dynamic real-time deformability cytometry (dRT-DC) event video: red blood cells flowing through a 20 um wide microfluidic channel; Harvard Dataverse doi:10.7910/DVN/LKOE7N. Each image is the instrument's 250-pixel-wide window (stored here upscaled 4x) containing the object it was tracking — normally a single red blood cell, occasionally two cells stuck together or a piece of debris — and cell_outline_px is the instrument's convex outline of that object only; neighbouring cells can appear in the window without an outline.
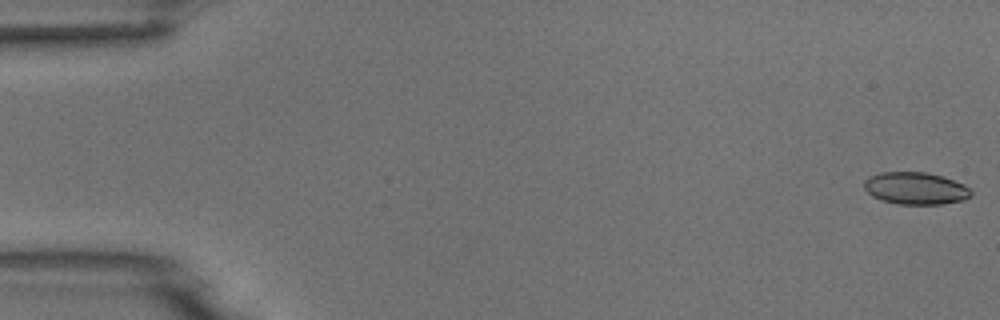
{"species": "common noctule bat (a hibernating species)", "species_latin": "Nyctalus noctula", "temperature_condition": "room temperature", "stored_images_in_passage": 16, "camera_frame_rate_fps": 3000, "um_per_image_px": 0.085, "animal": {"sex": "male", "body_mass_g": 18.8}, "frame": {"image": 1, "passage_image": 1, "time_ms": 0.0, "image_size_px": [1000, 320], "cell_outline_px": [[972, 196], [964, 200], [940, 204], [896, 204], [880, 200], [872, 196], [864, 188], [864, 180], [868, 176], [880, 172], [928, 172], [964, 184], [972, 192]], "centroid_in_image_um": [77.79, 16.01], "position_along_channel_um": 7.2, "area_um2": 20.17}}
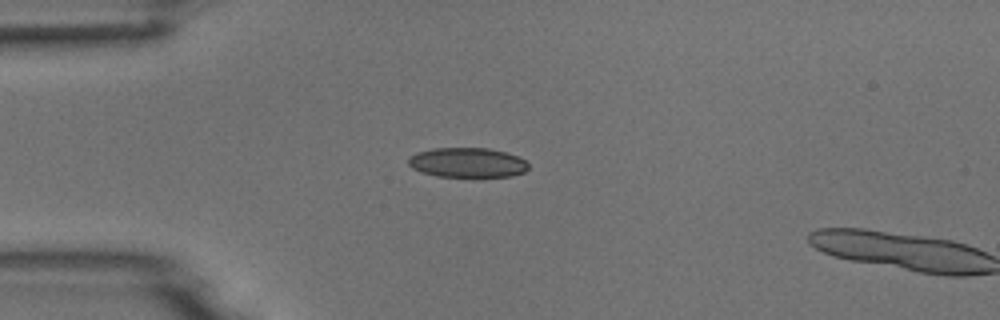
{"frame": {"image": 2, "passage_image": 14, "time_ms": 4.333, "image_size_px": [1000, 320], "cell_outline_px": [[528, 168], [524, 172], [512, 176], [436, 176], [420, 172], [412, 168], [408, 164], [408, 156], [416, 152], [432, 148], [488, 148], [504, 152], [516, 156], [524, 160], [528, 164]], "centroid_in_image_um": [39.67, 13.81], "position_along_channel_um": 45.3, "area_um2": 20.75}}